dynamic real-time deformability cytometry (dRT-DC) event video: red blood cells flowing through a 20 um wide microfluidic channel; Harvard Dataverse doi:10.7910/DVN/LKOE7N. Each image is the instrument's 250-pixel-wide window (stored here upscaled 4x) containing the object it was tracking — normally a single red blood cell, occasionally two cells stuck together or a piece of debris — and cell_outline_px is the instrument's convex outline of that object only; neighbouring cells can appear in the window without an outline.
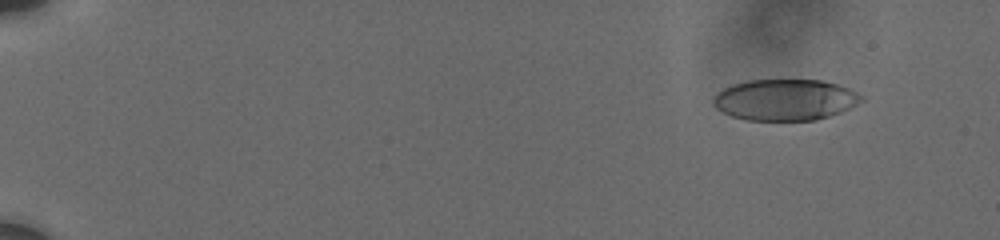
{"species": "human", "species_latin": "Homo sapiens", "temperature_condition": "cold", "stored_images_in_passage": 35, "camera_frame_rate_fps": 3000, "um_per_image_px": 0.085, "donor": {"sex": "male"}, "frame": {"image": 1, "passage_image": 9, "time_ms": 2.0, "image_size_px": [1000, 240], "cell_outline_px": [[864, 100], [840, 112], [816, 120], [748, 120], [732, 116], [716, 108], [712, 104], [712, 96], [716, 92], [732, 84], [748, 80], [820, 80], [836, 84], [848, 88], [864, 96]], "centroid_in_image_um": [66.69, 8.48], "position_along_channel_um": 18.3, "area_um2": 35.55}}
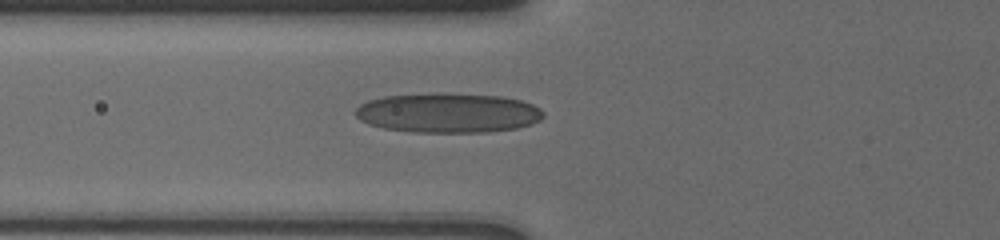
{"frame": {"image": 2, "passage_image": 28, "time_ms": 8.0, "image_size_px": [1000, 240], "cell_outline_px": [[544, 116], [540, 120], [532, 124], [516, 128], [488, 132], [412, 132], [384, 128], [368, 124], [360, 120], [356, 116], [356, 108], [360, 104], [368, 100], [384, 96], [436, 92], [500, 96], [520, 100], [532, 104], [540, 108], [544, 112]], "centroid_in_image_um": [38.08, 9.59], "position_along_channel_um": 87.7, "area_um2": 43.75}}
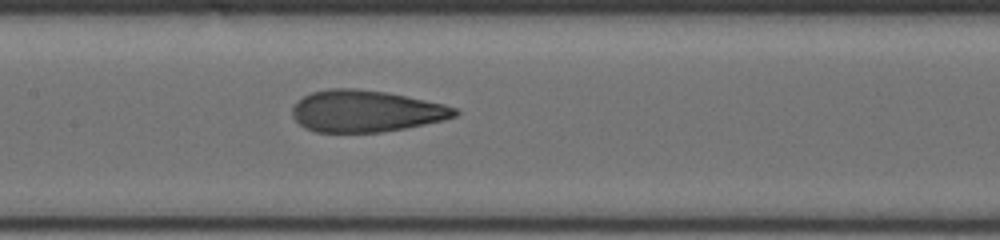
{"frame": {"image": 3, "passage_image": 34, "time_ms": 10.333, "image_size_px": [1000, 240], "cell_outline_px": [[460, 112], [456, 116], [444, 120], [404, 128], [380, 132], [316, 132], [304, 128], [292, 116], [292, 108], [296, 100], [312, 92], [328, 88], [356, 88], [388, 92], [444, 104], [456, 108]], "centroid_in_image_um": [31.08, 9.44], "position_along_channel_um": 176.3, "area_um2": 39.65}}